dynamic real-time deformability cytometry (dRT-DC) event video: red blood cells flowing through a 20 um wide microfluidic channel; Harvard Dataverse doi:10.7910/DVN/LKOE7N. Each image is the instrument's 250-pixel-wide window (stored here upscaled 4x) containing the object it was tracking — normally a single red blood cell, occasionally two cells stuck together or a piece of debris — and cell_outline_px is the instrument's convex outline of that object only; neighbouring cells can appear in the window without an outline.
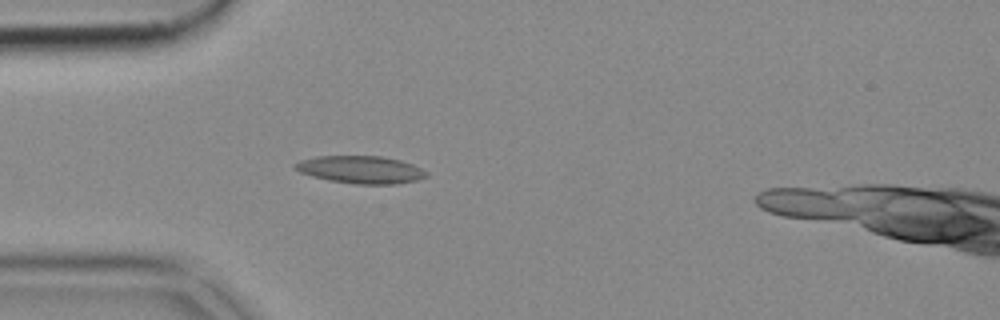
{"species": "common noctule bat (a hibernating species)", "species_latin": "Nyctalus noctula", "temperature_condition": "cold", "stored_images_in_passage": 42, "camera_frame_rate_fps": 3000, "um_per_image_px": 0.085, "animal": {"sex": "female", "body_mass_g": 18.4}, "frame": {"image": 1, "passage_image": 7, "time_ms": 2.0, "image_size_px": [1000, 320], "cell_outline_px": [[428, 176], [416, 180], [396, 184], [356, 184], [328, 180], [312, 176], [300, 172], [292, 164], [300, 160], [316, 156], [380, 156], [400, 160], [412, 164], [428, 172]], "centroid_in_image_um": [30.66, 14.42], "position_along_channel_um": 54.3, "area_um2": 21.04}}
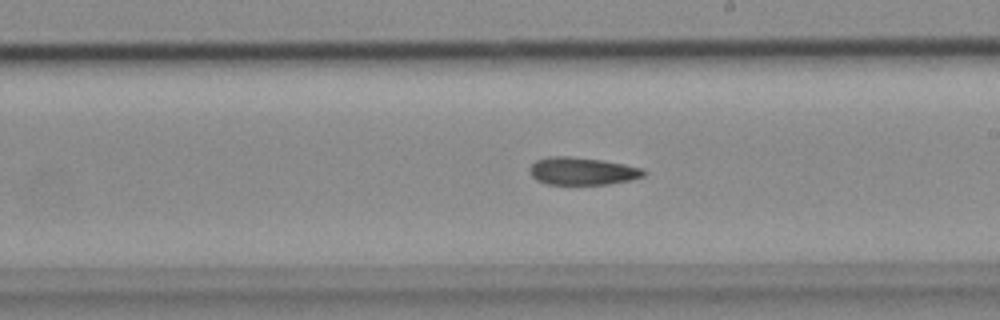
{"frame": {"image": 2, "passage_image": 22, "time_ms": 7.0, "image_size_px": [1000, 320], "cell_outline_px": [[648, 172], [644, 176], [628, 180], [608, 184], [548, 184], [536, 180], [532, 176], [528, 168], [536, 160], [548, 156], [568, 156], [600, 160], [624, 164], [644, 168]], "centroid_in_image_um": [49.49, 14.54], "position_along_channel_um": 239.5, "area_um2": 18.32}}
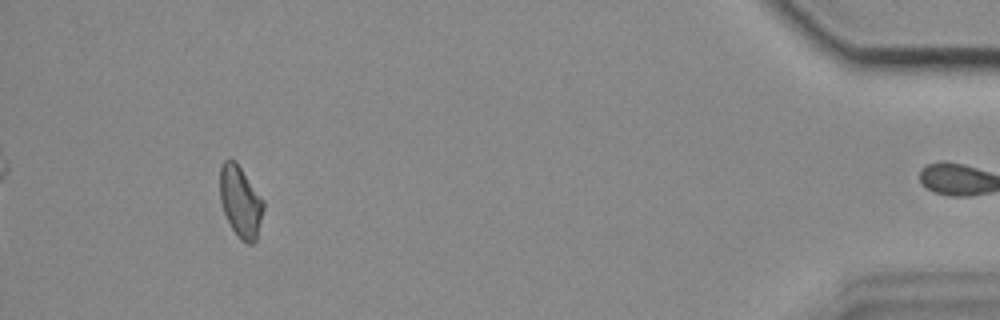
{"frame": {"image": 3, "passage_image": 41, "time_ms": 13.333, "image_size_px": [1000, 320], "cell_outline_px": [[264, 208], [256, 240], [252, 244], [248, 244], [240, 240], [232, 228], [224, 212], [220, 200], [220, 164], [224, 160], [236, 160], [264, 200]], "centroid_in_image_um": [20.44, 17.12], "position_along_channel_um": 414.8, "area_um2": 18.21}}